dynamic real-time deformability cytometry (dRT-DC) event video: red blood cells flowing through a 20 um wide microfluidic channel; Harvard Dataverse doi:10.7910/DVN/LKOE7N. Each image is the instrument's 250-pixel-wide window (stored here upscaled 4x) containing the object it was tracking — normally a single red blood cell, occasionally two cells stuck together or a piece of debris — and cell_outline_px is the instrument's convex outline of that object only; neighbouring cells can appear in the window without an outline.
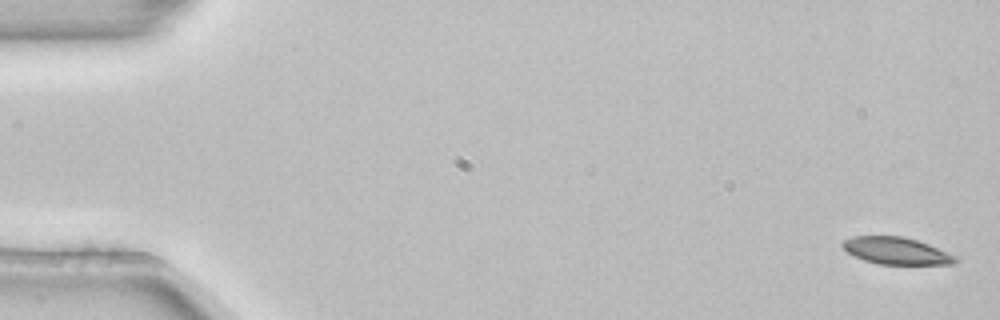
{"species": "common noctule bat (a hibernating species)", "species_latin": "Nyctalus noctula", "temperature_condition": "room temperature", "stored_images_in_passage": 5, "camera_frame_rate_fps": 3000, "um_per_image_px": 0.085, "animal": {"sex": "female", "body_mass_g": 22.7, "forearm_length_mm": 54.2}, "frame": {"image": 1, "passage_image": 1, "time_ms": 0.0, "image_size_px": [1000, 320], "cell_outline_px": [[956, 260], [952, 264], [880, 264], [864, 260], [848, 252], [840, 244], [844, 240], [852, 236], [904, 236], [928, 244], [956, 256]], "centroid_in_image_um": [76.15, 21.31], "position_along_channel_um": 8.8, "area_um2": 17.51}}
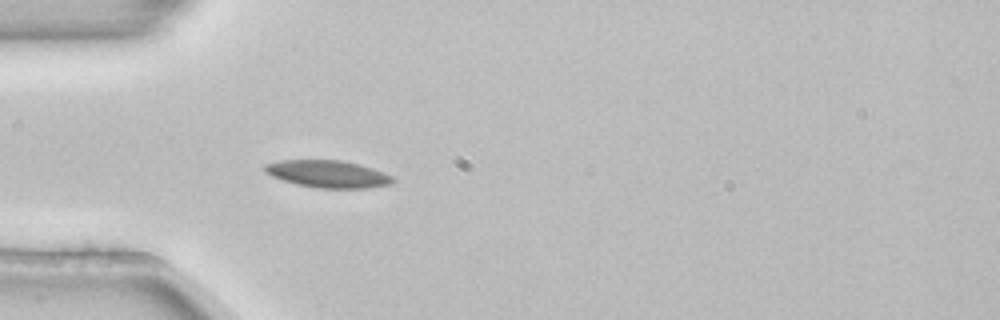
{"frame": {"image": 2, "passage_image": 5, "time_ms": 1.333, "image_size_px": [1000, 320], "cell_outline_px": [[396, 180], [392, 184], [368, 188], [316, 188], [296, 184], [272, 176], [264, 172], [264, 164], [280, 160], [340, 160], [360, 164], [372, 168], [392, 176]], "centroid_in_image_um": [27.87, 14.79], "position_along_channel_um": 57.1, "area_um2": 20.4}}